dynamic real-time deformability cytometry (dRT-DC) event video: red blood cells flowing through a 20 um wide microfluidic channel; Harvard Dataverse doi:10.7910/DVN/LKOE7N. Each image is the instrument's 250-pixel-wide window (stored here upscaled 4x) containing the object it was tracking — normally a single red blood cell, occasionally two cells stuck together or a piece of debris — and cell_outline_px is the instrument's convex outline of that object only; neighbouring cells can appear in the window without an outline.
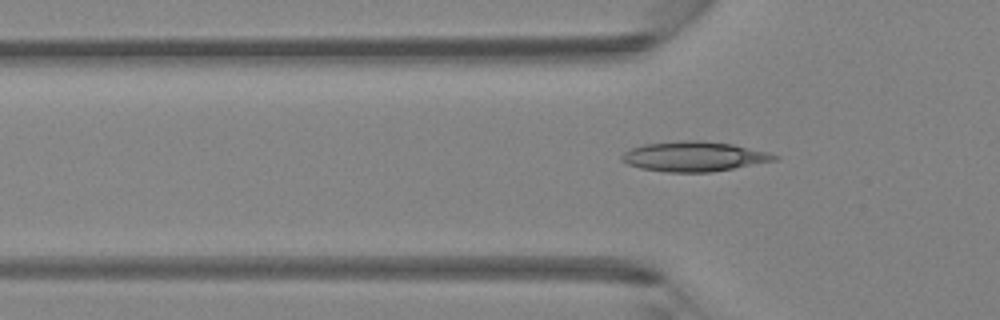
{"species": "Egyptian fruit bat (a non-hibernating species)", "species_latin": "Rousettus aegyptiacus", "temperature_condition": "room temperature", "stored_images_in_passage": 5, "camera_frame_rate_fps": 3000, "um_per_image_px": 0.085, "animal": {"sex": "female"}, "frame": {"image": 1, "passage_image": 5, "time_ms": 5.667, "image_size_px": [1000, 320], "cell_outline_px": [[780, 156], [776, 160], [712, 172], [668, 172], [640, 168], [628, 164], [620, 160], [620, 156], [624, 152], [632, 148], [644, 144], [684, 140], [700, 140], [732, 144], [768, 152]], "centroid_in_image_um": [58.97, 13.3], "position_along_channel_um": 66.8, "area_um2": 26.47}}